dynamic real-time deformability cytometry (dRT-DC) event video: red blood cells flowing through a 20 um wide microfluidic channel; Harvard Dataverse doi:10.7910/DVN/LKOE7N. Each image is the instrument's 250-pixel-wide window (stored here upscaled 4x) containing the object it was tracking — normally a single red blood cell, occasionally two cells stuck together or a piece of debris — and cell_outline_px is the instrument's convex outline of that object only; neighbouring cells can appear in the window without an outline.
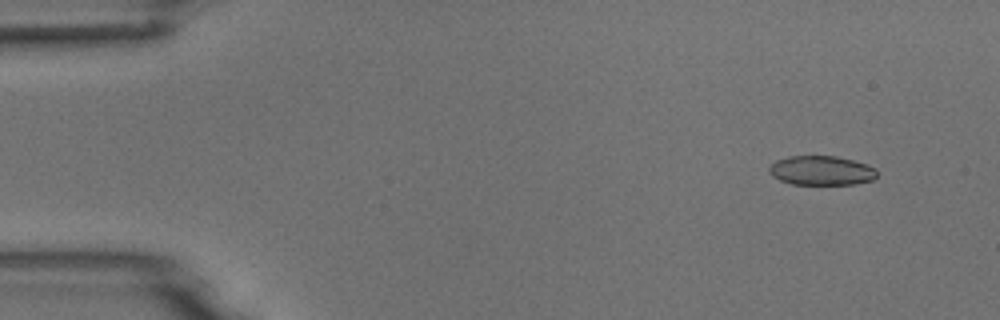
{"species": "common noctule bat (a hibernating species)", "species_latin": "Nyctalus noctula", "temperature_condition": "room temperature", "stored_images_in_passage": 4, "camera_frame_rate_fps": 3000, "um_per_image_px": 0.085, "animal": {"sex": "male", "body_mass_g": 18.8}, "frame": {"image": 1, "passage_image": 1, "time_ms": 0.0, "image_size_px": [1000, 320], "cell_outline_px": [[876, 176], [872, 180], [856, 184], [792, 184], [780, 180], [772, 176], [768, 172], [768, 168], [776, 160], [788, 156], [836, 156], [868, 164], [876, 168]], "centroid_in_image_um": [69.81, 14.49], "position_along_channel_um": 15.2, "area_um2": 18.5}}
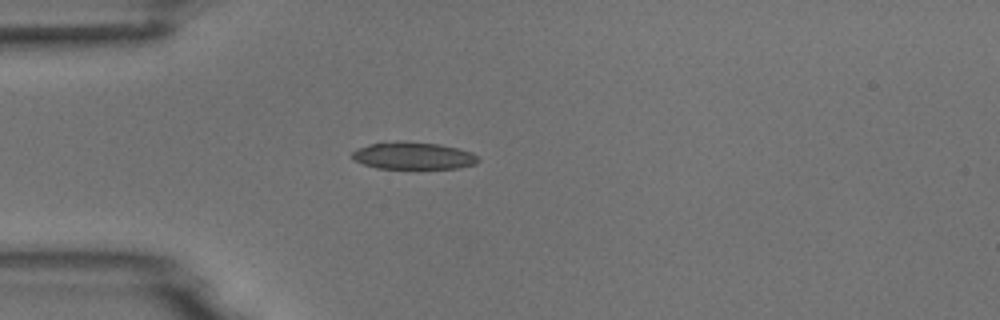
{"frame": {"image": 2, "passage_image": 4, "time_ms": 3.333, "image_size_px": [1000, 320], "cell_outline_px": [[480, 160], [476, 164], [460, 168], [376, 168], [352, 160], [352, 152], [356, 148], [380, 140], [400, 140], [440, 144], [472, 152]], "centroid_in_image_um": [35.06, 13.21], "position_along_channel_um": 49.9, "area_um2": 20.46}}